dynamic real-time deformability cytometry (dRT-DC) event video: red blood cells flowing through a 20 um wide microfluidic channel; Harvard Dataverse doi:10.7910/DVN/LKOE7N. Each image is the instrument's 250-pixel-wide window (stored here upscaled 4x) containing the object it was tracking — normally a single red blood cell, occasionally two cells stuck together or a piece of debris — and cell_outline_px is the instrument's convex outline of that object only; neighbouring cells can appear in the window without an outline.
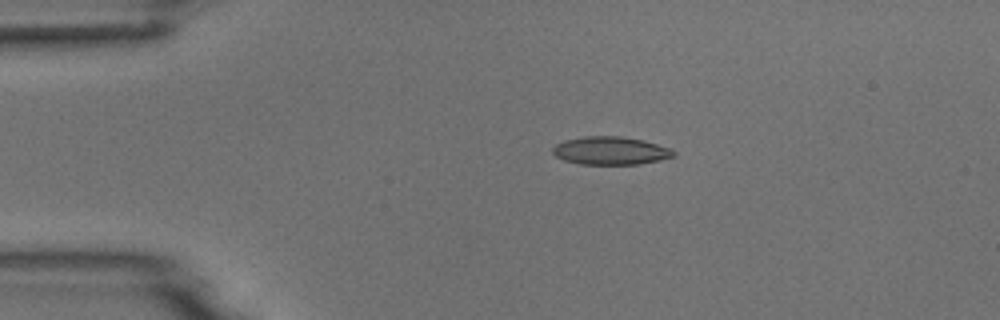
{"species": "common noctule bat (a hibernating species)", "species_latin": "Nyctalus noctula", "temperature_condition": "room temperature", "stored_images_in_passage": 7, "camera_frame_rate_fps": 3000, "um_per_image_px": 0.085, "animal": {"sex": "male", "body_mass_g": 18.8}, "frame": {"image": 1, "passage_image": 4, "time_ms": 3.333, "image_size_px": [1000, 320], "cell_outline_px": [[676, 156], [660, 160], [636, 164], [580, 164], [564, 160], [556, 156], [552, 152], [552, 148], [556, 144], [564, 140], [584, 136], [620, 136], [644, 140], [672, 148], [676, 152]], "centroid_in_image_um": [51.92, 12.8], "position_along_channel_um": 33.1, "area_um2": 19.88}}
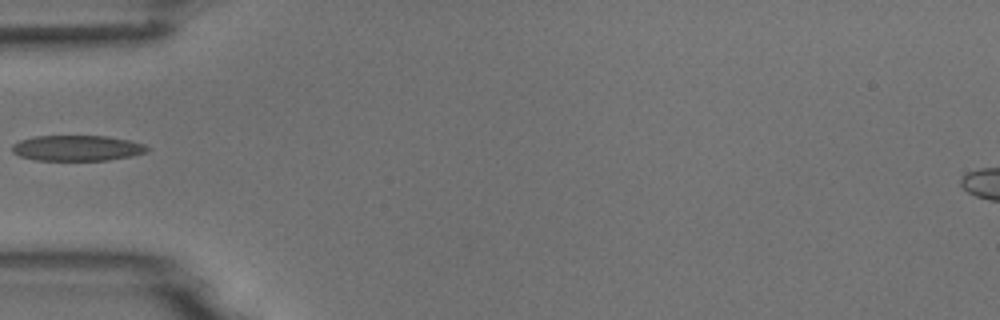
{"frame": {"image": 2, "passage_image": 6, "time_ms": 5.667, "image_size_px": [1000, 320], "cell_outline_px": [[148, 152], [132, 156], [108, 160], [36, 160], [20, 156], [12, 152], [12, 144], [20, 140], [36, 136], [104, 136], [128, 140], [144, 144], [148, 148]], "centroid_in_image_um": [6.55, 12.59], "position_along_channel_um": 78.5, "area_um2": 20.06}}